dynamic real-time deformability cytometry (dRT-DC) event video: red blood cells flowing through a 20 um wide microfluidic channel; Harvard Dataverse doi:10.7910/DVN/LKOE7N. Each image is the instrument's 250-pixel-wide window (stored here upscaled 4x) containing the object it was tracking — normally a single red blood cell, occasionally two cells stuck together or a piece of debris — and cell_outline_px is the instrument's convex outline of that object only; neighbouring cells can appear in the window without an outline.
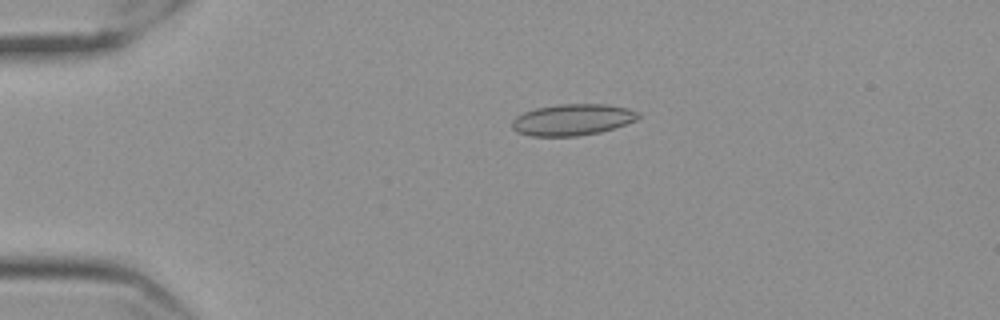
{"species": "Egyptian fruit bat (a non-hibernating species)", "species_latin": "Rousettus aegyptiacus", "temperature_condition": "cold", "stored_images_in_passage": 45, "camera_frame_rate_fps": 3000, "um_per_image_px": 0.085, "frame": {"image": 1, "passage_image": 1, "time_ms": 0.0, "image_size_px": [1000, 320], "cell_outline_px": [[640, 116], [636, 120], [600, 132], [576, 136], [532, 136], [516, 132], [512, 128], [512, 120], [516, 116], [524, 112], [536, 108], [556, 104], [604, 104], [628, 108], [636, 112]], "centroid_in_image_um": [48.61, 10.17], "position_along_channel_um": 36.4, "area_um2": 22.95}}
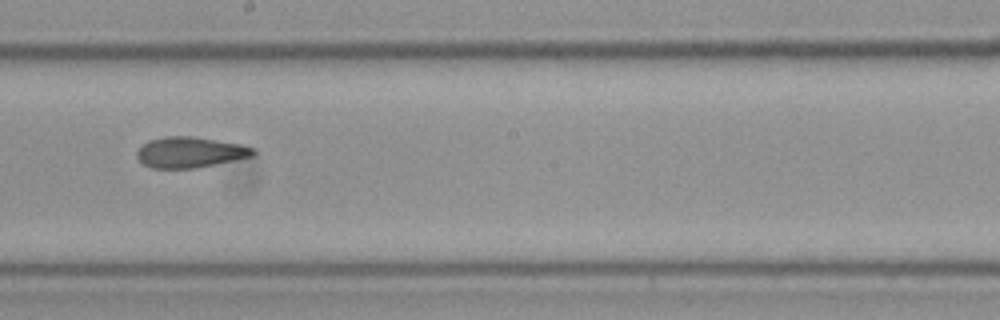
{"frame": {"image": 2, "passage_image": 21, "time_ms": 6.667, "image_size_px": [1000, 320], "cell_outline_px": [[256, 152], [252, 156], [196, 168], [152, 168], [144, 164], [136, 156], [136, 152], [148, 140], [164, 136], [192, 136], [240, 144], [256, 148]], "centroid_in_image_um": [16.15, 12.94], "position_along_channel_um": 232.0, "area_um2": 20.69}}
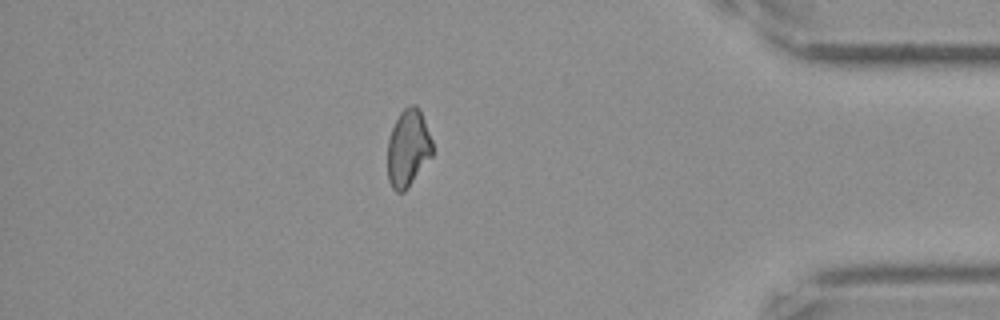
{"frame": {"image": 3, "passage_image": 38, "time_ms": 12.333, "image_size_px": [1000, 320], "cell_outline_px": [[432, 156], [404, 192], [396, 192], [392, 188], [388, 180], [388, 140], [392, 128], [400, 112], [404, 108], [412, 104], [416, 104], [420, 108], [432, 140]], "centroid_in_image_um": [34.69, 12.58], "position_along_channel_um": 400.5, "area_um2": 20.17}, "authors_computed_cell_mechanics": {"area_um2": 21.0392, "velocity_mm_per_s": 3.5667, "shape_relaxation_time_tau1_ms": null, "shape_relaxation_time_tau2_ms": 3.2784, "deformation_change_tau1": null, "deformation_change_tau2": 0.1072}}